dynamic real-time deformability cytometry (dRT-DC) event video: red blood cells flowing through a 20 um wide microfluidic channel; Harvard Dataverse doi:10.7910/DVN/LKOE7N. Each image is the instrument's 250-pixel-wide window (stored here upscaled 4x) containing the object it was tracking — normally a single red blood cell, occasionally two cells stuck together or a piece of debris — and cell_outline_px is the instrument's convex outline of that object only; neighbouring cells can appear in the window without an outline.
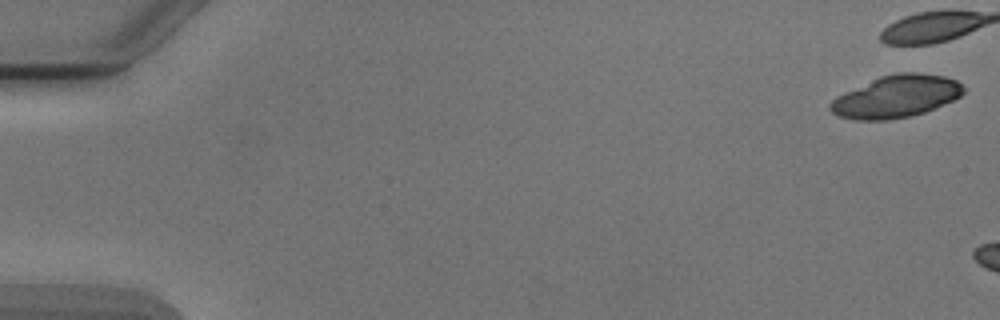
{"species": "Egyptian fruit bat (a non-hibernating species)", "species_latin": "Rousettus aegyptiacus", "temperature_condition": "cold", "stored_images_in_passage": 3, "camera_frame_rate_fps": 3000, "um_per_image_px": 0.085, "animal": {"sex": "male"}, "frame": {"image": 1, "passage_image": 1, "time_ms": 0.0, "image_size_px": [1000, 320], "cell_outline_px": [[964, 92], [960, 96], [952, 100], [924, 112], [912, 116], [888, 120], [856, 120], [840, 116], [832, 112], [828, 108], [828, 104], [836, 96], [844, 92], [880, 76], [896, 72], [916, 72], [944, 76], [956, 80], [964, 88]], "centroid_in_image_um": [76.14, 8.2], "position_along_channel_um": 8.9, "area_um2": 32.71}}